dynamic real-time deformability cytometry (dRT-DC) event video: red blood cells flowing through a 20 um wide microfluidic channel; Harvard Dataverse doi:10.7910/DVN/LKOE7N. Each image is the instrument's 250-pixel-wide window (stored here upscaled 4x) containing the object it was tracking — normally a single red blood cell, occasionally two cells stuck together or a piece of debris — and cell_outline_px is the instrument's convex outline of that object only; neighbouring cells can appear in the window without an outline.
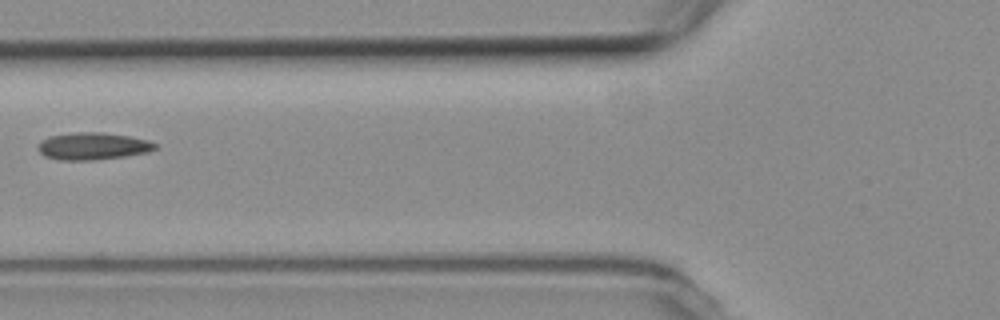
{"species": "common noctule bat (a hibernating species)", "species_latin": "Nyctalus noctula", "temperature_condition": "room temperature", "stored_images_in_passage": 13, "camera_frame_rate_fps": 3000, "um_per_image_px": 0.085, "animal": {"sex": "female", "body_mass_g": 19.3, "forearm_length_mm": 54.1}, "frame": {"image": 1, "passage_image": 8, "time_ms": 9.333, "image_size_px": [1000, 320], "cell_outline_px": [[156, 148], [148, 152], [124, 156], [92, 160], [60, 160], [44, 156], [36, 148], [40, 140], [48, 136], [76, 132], [104, 132], [128, 136], [148, 140], [156, 144]], "centroid_in_image_um": [7.84, 12.41], "position_along_channel_um": 118.0, "area_um2": 18.61}}
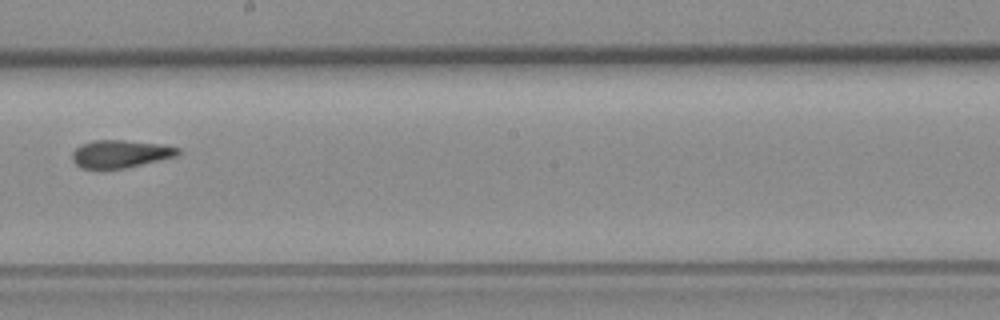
{"frame": {"image": 2, "passage_image": 11, "time_ms": 12.667, "image_size_px": [1000, 320], "cell_outline_px": [[180, 152], [176, 156], [124, 168], [100, 172], [80, 168], [72, 160], [72, 152], [80, 144], [92, 140], [124, 140], [164, 144], [180, 148]], "centroid_in_image_um": [10.16, 13.11], "position_along_channel_um": 238.0, "area_um2": 17.69}}
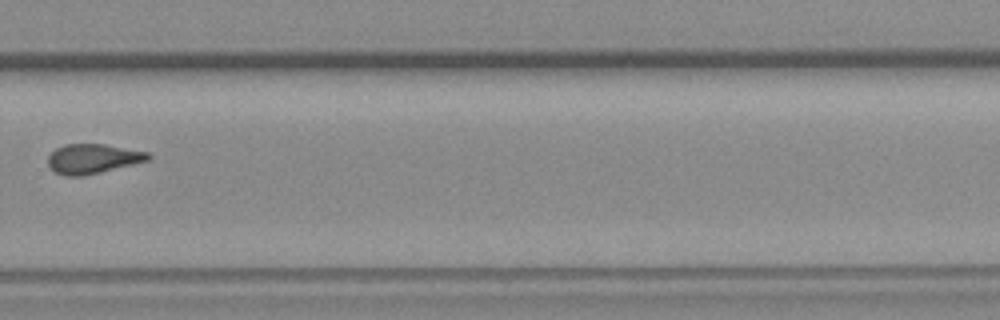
{"frame": {"image": 3, "passage_image": 13, "time_ms": 15.0, "image_size_px": [1000, 320], "cell_outline_px": [[152, 156], [148, 160], [84, 176], [64, 176], [56, 172], [48, 164], [48, 156], [56, 148], [64, 144], [104, 144], [148, 152]], "centroid_in_image_um": [7.87, 13.49], "position_along_channel_um": 321.9, "area_um2": 17.11}}